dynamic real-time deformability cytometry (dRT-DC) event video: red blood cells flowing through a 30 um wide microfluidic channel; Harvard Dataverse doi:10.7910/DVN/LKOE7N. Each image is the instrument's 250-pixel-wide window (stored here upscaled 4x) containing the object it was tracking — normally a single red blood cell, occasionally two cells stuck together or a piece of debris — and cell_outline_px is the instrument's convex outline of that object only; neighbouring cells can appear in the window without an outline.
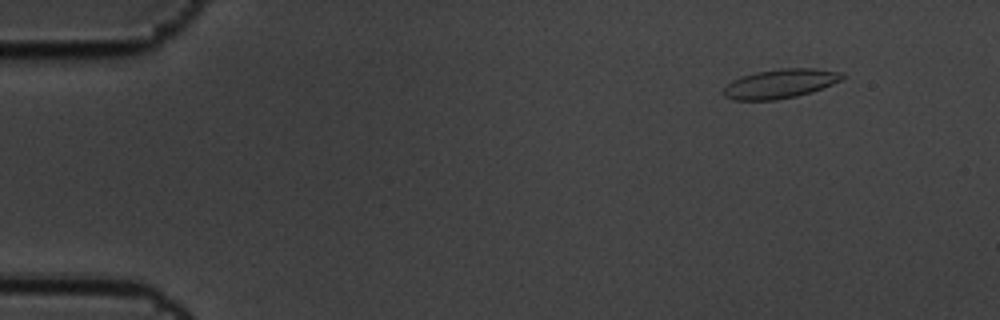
{"species": "common noctule bat (a hibernating species)", "species_latin": "Nyctalus noctula", "temperature_condition": "cold", "stored_images_in_passage": 5, "camera_frame_rate_fps": 3000, "um_per_image_px": 0.085, "animal": {"sex": "male", "body_mass_g": 19.5, "forearm_length_mm": 54.6}, "frame": {"image": 1, "passage_image": 2, "time_ms": 0.333, "image_size_px": [1000, 320], "cell_outline_px": [[844, 76], [840, 80], [832, 84], [812, 92], [796, 96], [776, 100], [732, 100], [724, 96], [724, 88], [732, 80], [756, 72], [784, 68], [816, 68], [840, 72]], "centroid_in_image_um": [66.31, 7.12], "position_along_channel_um": 18.7, "area_um2": 20.0}}